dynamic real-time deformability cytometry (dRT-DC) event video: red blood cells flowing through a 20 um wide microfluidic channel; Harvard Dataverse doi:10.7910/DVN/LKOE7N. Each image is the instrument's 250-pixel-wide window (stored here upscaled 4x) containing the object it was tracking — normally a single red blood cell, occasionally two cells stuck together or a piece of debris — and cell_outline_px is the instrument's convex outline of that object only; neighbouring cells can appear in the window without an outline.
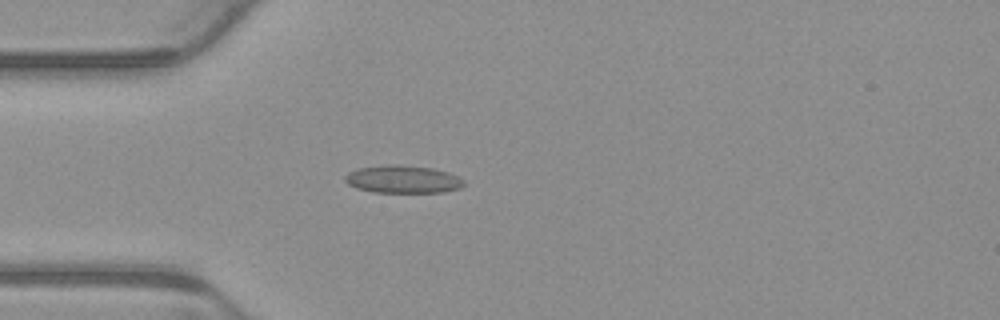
{"species": "common noctule bat (a hibernating species)", "species_latin": "Nyctalus noctula", "temperature_condition": "warm", "stored_images_in_passage": 4, "camera_frame_rate_fps": 3000, "um_per_image_px": 0.085, "animal": {"sex": "male", "body_mass_g": 23.1, "forearm_length_mm": 52.7}, "frame": {"image": 1, "passage_image": 4, "time_ms": 1.0, "image_size_px": [1000, 320], "cell_outline_px": [[464, 184], [460, 188], [444, 192], [372, 192], [356, 188], [348, 184], [344, 180], [344, 176], [348, 172], [356, 168], [388, 164], [400, 164], [432, 168], [448, 172], [464, 180]], "centroid_in_image_um": [34.2, 15.23], "position_along_channel_um": 50.8, "area_um2": 19.36}}